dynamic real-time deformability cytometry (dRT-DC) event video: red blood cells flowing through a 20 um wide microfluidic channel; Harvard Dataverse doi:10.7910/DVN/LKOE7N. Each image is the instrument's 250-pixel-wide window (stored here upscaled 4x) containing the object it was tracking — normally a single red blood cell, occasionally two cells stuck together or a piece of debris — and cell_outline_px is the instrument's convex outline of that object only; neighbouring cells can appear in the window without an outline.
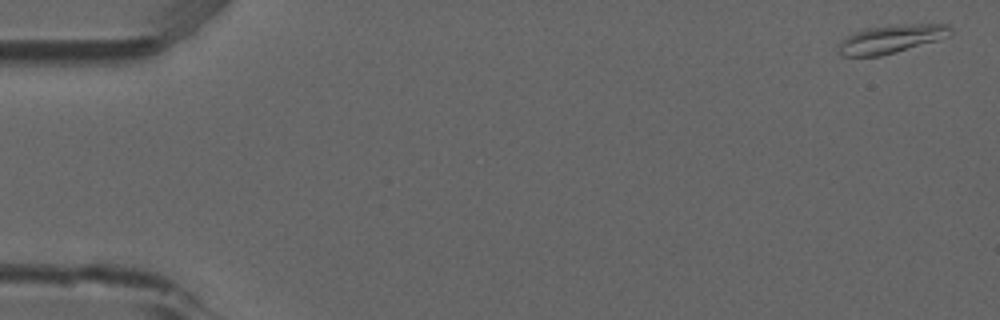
{"species": "common noctule bat (a hibernating species)", "species_latin": "Nyctalus noctula", "temperature_condition": "room temperature", "stored_images_in_passage": 4, "camera_frame_rate_fps": 3000, "um_per_image_px": 0.085, "animal": {"sex": "male", "forearm_length_mm": 52.5}, "frame": {"image": 1, "passage_image": 1, "time_ms": 0.0, "image_size_px": [1000, 320], "cell_outline_px": [[952, 36], [896, 52], [880, 56], [840, 56], [840, 40], [856, 32], [868, 28], [904, 24], [948, 24], [952, 28]], "centroid_in_image_um": [75.82, 3.31], "position_along_channel_um": 9.2, "area_um2": 18.32}}